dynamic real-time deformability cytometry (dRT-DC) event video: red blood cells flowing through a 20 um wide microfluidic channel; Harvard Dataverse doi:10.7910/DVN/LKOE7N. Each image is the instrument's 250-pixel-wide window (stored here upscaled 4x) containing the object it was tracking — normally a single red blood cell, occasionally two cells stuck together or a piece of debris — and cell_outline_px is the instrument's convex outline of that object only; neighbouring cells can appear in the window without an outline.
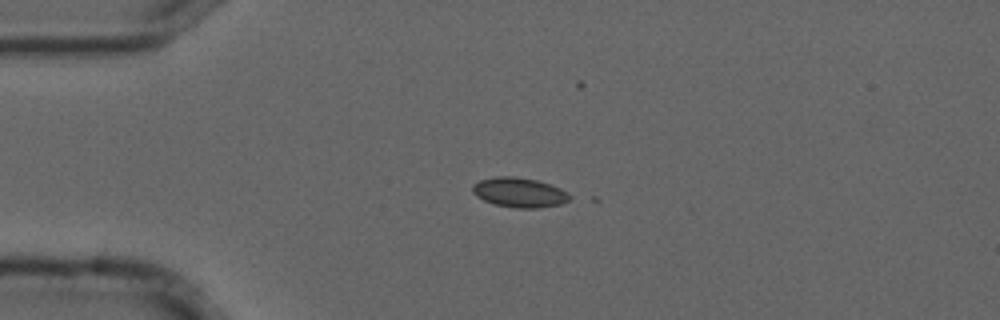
{"species": "common noctule bat (a hibernating species)", "species_latin": "Nyctalus noctula", "temperature_condition": "cold", "stored_images_in_passage": 5, "camera_frame_rate_fps": 3000, "um_per_image_px": 0.085, "animal": {"sex": "male", "forearm_length_mm": 52.5}, "frame": {"image": 1, "passage_image": 1, "time_ms": 0.0, "image_size_px": [1000, 320], "cell_outline_px": [[576, 196], [560, 204], [536, 208], [516, 208], [496, 204], [484, 200], [476, 196], [472, 192], [472, 184], [480, 180], [496, 176], [512, 176], [536, 180], [560, 188]], "centroid_in_image_um": [44.16, 16.35], "position_along_channel_um": 40.8, "area_um2": 16.82}}